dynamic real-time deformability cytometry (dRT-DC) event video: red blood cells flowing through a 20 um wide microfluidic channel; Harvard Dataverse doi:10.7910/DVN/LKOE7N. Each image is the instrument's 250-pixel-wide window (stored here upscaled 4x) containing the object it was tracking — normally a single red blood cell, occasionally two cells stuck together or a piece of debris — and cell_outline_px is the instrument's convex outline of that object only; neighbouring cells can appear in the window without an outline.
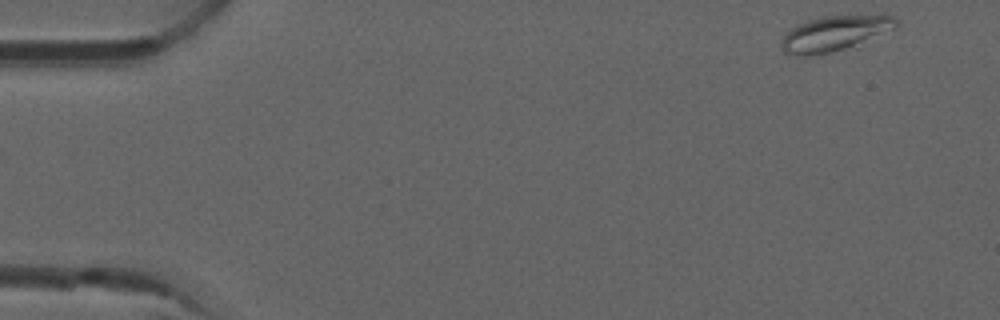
{"species": "common noctule bat (a hibernating species)", "species_latin": "Nyctalus noctula", "temperature_condition": "room temperature", "stored_images_in_passage": 50, "camera_frame_rate_fps": 3000, "um_per_image_px": 0.085, "animal": {"sex": "male", "forearm_length_mm": 52.5}, "frame": {"image": 1, "passage_image": 1, "time_ms": 0.0, "image_size_px": [1000, 320], "cell_outline_px": [[900, 24], [896, 28], [844, 48], [828, 52], [804, 56], [796, 56], [784, 52], [780, 44], [784, 32], [796, 24], [820, 16], [884, 12], [896, 16], [900, 20]], "centroid_in_image_um": [71.0, 2.75], "position_along_channel_um": 14.0, "area_um2": 24.28}}
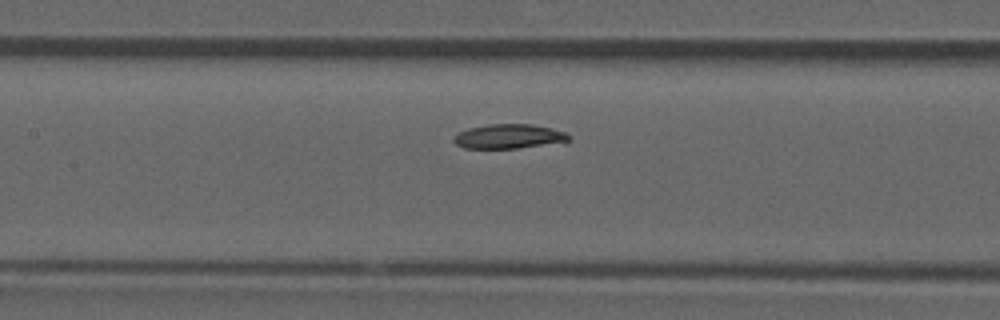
{"frame": {"image": 2, "passage_image": 22, "time_ms": 7.0, "image_size_px": [1000, 320], "cell_outline_px": [[568, 144], [516, 148], [464, 148], [456, 144], [452, 140], [452, 136], [456, 132], [468, 128], [488, 124], [532, 124], [552, 128], [568, 132]], "centroid_in_image_um": [43.31, 11.6], "position_along_channel_um": 164.1, "area_um2": 16.99}}
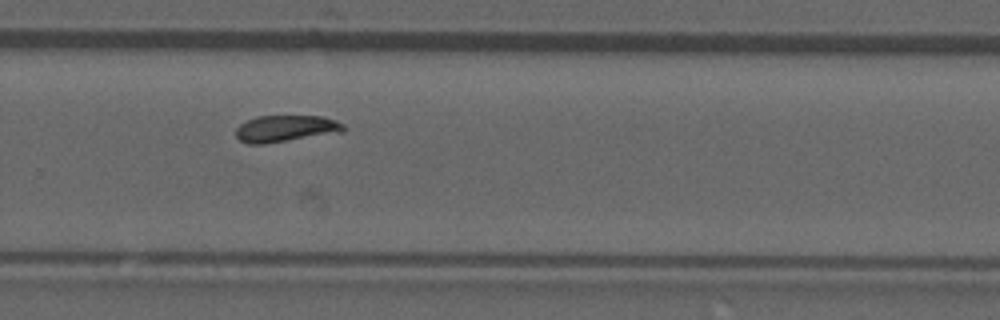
{"frame": {"image": 3, "passage_image": 33, "time_ms": 10.667, "image_size_px": [1000, 320], "cell_outline_px": [[344, 132], [264, 144], [248, 144], [240, 140], [236, 136], [236, 128], [240, 124], [256, 116], [324, 116], [336, 120], [344, 124]], "centroid_in_image_um": [24.3, 10.93], "position_along_channel_um": 305.5, "area_um2": 16.82}}